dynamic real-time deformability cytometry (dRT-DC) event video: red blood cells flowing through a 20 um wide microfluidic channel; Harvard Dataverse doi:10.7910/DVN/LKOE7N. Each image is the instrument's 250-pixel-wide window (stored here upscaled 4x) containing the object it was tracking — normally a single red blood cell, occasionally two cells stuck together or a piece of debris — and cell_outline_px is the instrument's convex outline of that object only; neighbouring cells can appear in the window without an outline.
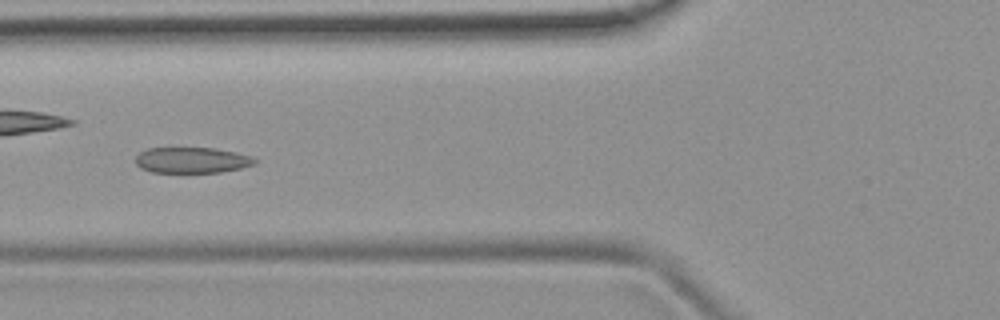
{"species": "common noctule bat (a hibernating species)", "species_latin": "Nyctalus noctula", "temperature_condition": "room temperature", "stored_images_in_passage": 8, "camera_frame_rate_fps": 3000, "um_per_image_px": 0.085, "animal": {"sex": "female", "body_mass_g": 19.9}, "frame": {"image": 1, "passage_image": 6, "time_ms": 1.667, "image_size_px": [1000, 320], "cell_outline_px": [[256, 164], [240, 168], [220, 172], [152, 172], [140, 168], [136, 164], [136, 156], [140, 152], [148, 148], [216, 148], [236, 152], [252, 156], [256, 160]], "centroid_in_image_um": [16.32, 13.61], "position_along_channel_um": 109.5, "area_um2": 17.92}}
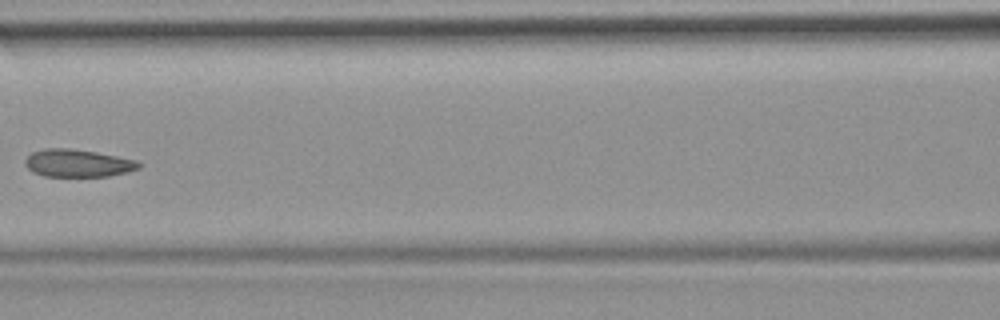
{"frame": {"image": 2, "passage_image": 7, "time_ms": 2.0, "image_size_px": [1000, 320], "cell_outline_px": [[140, 168], [128, 172], [108, 176], [44, 176], [32, 172], [24, 164], [24, 160], [32, 152], [44, 148], [72, 148], [96, 152], [136, 160], [140, 164]], "centroid_in_image_um": [6.58, 13.86], "position_along_channel_um": 160.0, "area_um2": 18.32}}